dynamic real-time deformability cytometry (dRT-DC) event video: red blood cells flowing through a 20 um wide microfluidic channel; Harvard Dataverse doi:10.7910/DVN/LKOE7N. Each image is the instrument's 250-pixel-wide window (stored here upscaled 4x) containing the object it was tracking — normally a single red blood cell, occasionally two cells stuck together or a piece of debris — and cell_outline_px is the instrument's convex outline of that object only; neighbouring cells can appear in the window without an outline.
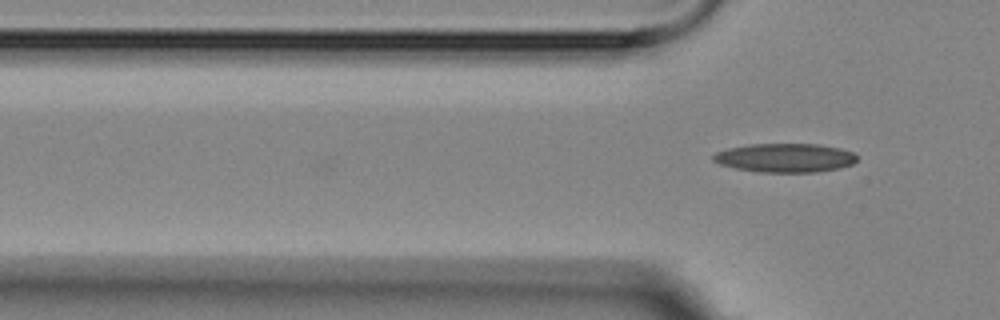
{"species": "Egyptian fruit bat (a non-hibernating species)", "species_latin": "Rousettus aegyptiacus", "temperature_condition": "room temperature", "stored_images_in_passage": 5, "camera_frame_rate_fps": 3000, "um_per_image_px": 0.085, "animal": {"sex": "female"}, "frame": {"image": 1, "passage_image": 5, "time_ms": 4.667, "image_size_px": [1000, 320], "cell_outline_px": [[856, 160], [852, 164], [840, 168], [816, 172], [756, 172], [732, 168], [720, 164], [712, 160], [712, 156], [716, 152], [728, 148], [752, 144], [816, 144], [840, 148], [852, 152], [856, 156]], "centroid_in_image_um": [66.7, 13.42], "position_along_channel_um": 59.1, "area_um2": 24.22}}